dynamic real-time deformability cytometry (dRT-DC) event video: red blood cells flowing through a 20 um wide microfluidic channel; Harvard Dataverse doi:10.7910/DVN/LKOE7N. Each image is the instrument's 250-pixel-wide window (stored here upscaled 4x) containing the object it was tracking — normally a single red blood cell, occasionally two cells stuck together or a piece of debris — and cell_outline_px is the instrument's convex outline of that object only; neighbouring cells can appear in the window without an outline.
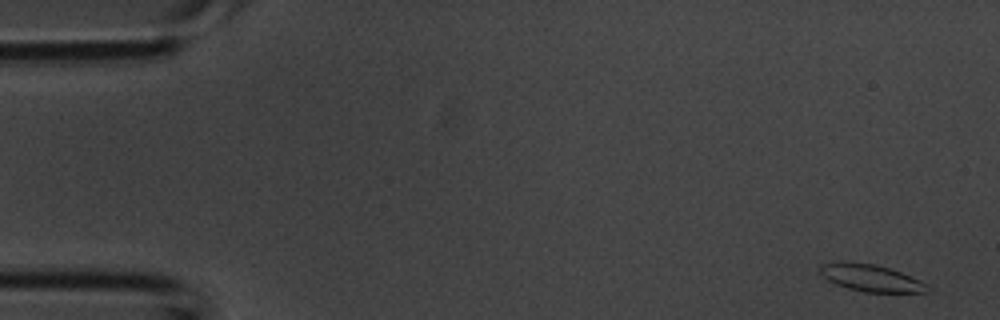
{"species": "common noctule bat (a hibernating species)", "species_latin": "Nyctalus noctula", "temperature_condition": "room temperature", "stored_images_in_passage": 5, "camera_frame_rate_fps": 3000, "um_per_image_px": 0.085, "animal": {"sex": "male", "body_mass_g": 20.1, "forearm_length_mm": 53.5}, "frame": {"image": 1, "passage_image": 1, "time_ms": 0.0, "image_size_px": [1000, 320], "cell_outline_px": [[928, 292], [864, 292], [848, 288], [836, 284], [828, 280], [820, 272], [820, 264], [840, 260], [844, 260], [876, 264], [900, 272], [920, 280], [928, 284]], "centroid_in_image_um": [73.99, 23.6], "position_along_channel_um": 11.0, "area_um2": 16.99}}
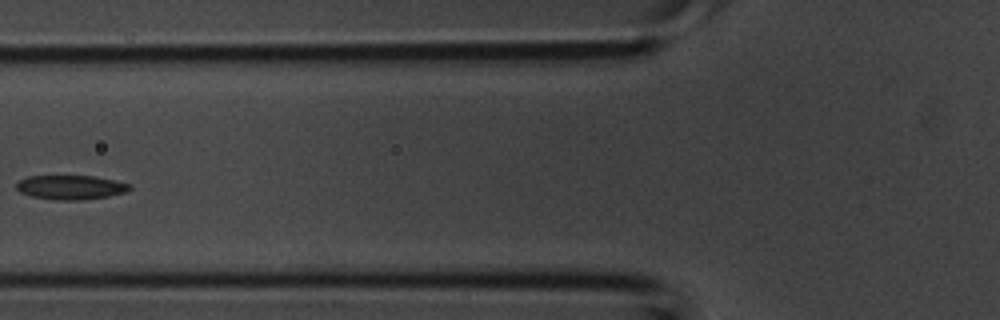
{"frame": {"image": 2, "passage_image": 5, "time_ms": 1.333, "image_size_px": [1000, 320], "cell_outline_px": [[132, 188], [124, 192], [108, 196], [80, 200], [56, 200], [32, 196], [20, 192], [16, 188], [16, 184], [20, 180], [28, 176], [92, 176], [132, 184]], "centroid_in_image_um": [6.0, 15.92], "position_along_channel_um": 119.8, "area_um2": 15.84}}